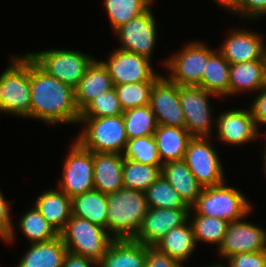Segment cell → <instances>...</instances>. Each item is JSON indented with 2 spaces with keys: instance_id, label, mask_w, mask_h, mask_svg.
Wrapping results in <instances>:
<instances>
[{
  "instance_id": "6da1fadb",
  "label": "cell",
  "mask_w": 266,
  "mask_h": 267,
  "mask_svg": "<svg viewBox=\"0 0 266 267\" xmlns=\"http://www.w3.org/2000/svg\"><path fill=\"white\" fill-rule=\"evenodd\" d=\"M30 89V118L49 125H77L80 111L75 103V90L47 74L31 58Z\"/></svg>"
},
{
  "instance_id": "7a4b0ae2",
  "label": "cell",
  "mask_w": 266,
  "mask_h": 267,
  "mask_svg": "<svg viewBox=\"0 0 266 267\" xmlns=\"http://www.w3.org/2000/svg\"><path fill=\"white\" fill-rule=\"evenodd\" d=\"M148 209L143 191L123 187L108 194L107 232L114 239H132Z\"/></svg>"
},
{
  "instance_id": "3957f363",
  "label": "cell",
  "mask_w": 266,
  "mask_h": 267,
  "mask_svg": "<svg viewBox=\"0 0 266 267\" xmlns=\"http://www.w3.org/2000/svg\"><path fill=\"white\" fill-rule=\"evenodd\" d=\"M30 57L16 55L0 74V112L30 118Z\"/></svg>"
},
{
  "instance_id": "277c9868",
  "label": "cell",
  "mask_w": 266,
  "mask_h": 267,
  "mask_svg": "<svg viewBox=\"0 0 266 267\" xmlns=\"http://www.w3.org/2000/svg\"><path fill=\"white\" fill-rule=\"evenodd\" d=\"M78 124L84 127L75 140L83 148L98 153H124L128 138L123 114L80 118Z\"/></svg>"
},
{
  "instance_id": "5b68a950",
  "label": "cell",
  "mask_w": 266,
  "mask_h": 267,
  "mask_svg": "<svg viewBox=\"0 0 266 267\" xmlns=\"http://www.w3.org/2000/svg\"><path fill=\"white\" fill-rule=\"evenodd\" d=\"M251 201L243 193L226 181L217 186L203 187L192 208L202 216L216 217L235 222L247 217L252 211Z\"/></svg>"
},
{
  "instance_id": "8992f818",
  "label": "cell",
  "mask_w": 266,
  "mask_h": 267,
  "mask_svg": "<svg viewBox=\"0 0 266 267\" xmlns=\"http://www.w3.org/2000/svg\"><path fill=\"white\" fill-rule=\"evenodd\" d=\"M59 235L68 252L97 263L105 256L110 244L115 240L104 227L73 215Z\"/></svg>"
},
{
  "instance_id": "52a82bcc",
  "label": "cell",
  "mask_w": 266,
  "mask_h": 267,
  "mask_svg": "<svg viewBox=\"0 0 266 267\" xmlns=\"http://www.w3.org/2000/svg\"><path fill=\"white\" fill-rule=\"evenodd\" d=\"M26 53L47 74L73 89L78 86L87 68L95 60L87 53L62 48Z\"/></svg>"
},
{
  "instance_id": "ba28073f",
  "label": "cell",
  "mask_w": 266,
  "mask_h": 267,
  "mask_svg": "<svg viewBox=\"0 0 266 267\" xmlns=\"http://www.w3.org/2000/svg\"><path fill=\"white\" fill-rule=\"evenodd\" d=\"M178 95L188 133L192 137L212 138V130L216 127V117L212 118L214 110L210 106L209 98L219 96L193 85H178Z\"/></svg>"
},
{
  "instance_id": "9c48e42d",
  "label": "cell",
  "mask_w": 266,
  "mask_h": 267,
  "mask_svg": "<svg viewBox=\"0 0 266 267\" xmlns=\"http://www.w3.org/2000/svg\"><path fill=\"white\" fill-rule=\"evenodd\" d=\"M215 51L205 42H188L179 52L173 54L174 56L163 61L165 68L170 70L166 78L178 85L197 86L202 80L209 57Z\"/></svg>"
},
{
  "instance_id": "30bf717a",
  "label": "cell",
  "mask_w": 266,
  "mask_h": 267,
  "mask_svg": "<svg viewBox=\"0 0 266 267\" xmlns=\"http://www.w3.org/2000/svg\"><path fill=\"white\" fill-rule=\"evenodd\" d=\"M209 137H193L187 146L184 161L196 180L203 186H217L224 183L225 172L218 150L209 143Z\"/></svg>"
},
{
  "instance_id": "8fae6325",
  "label": "cell",
  "mask_w": 266,
  "mask_h": 267,
  "mask_svg": "<svg viewBox=\"0 0 266 267\" xmlns=\"http://www.w3.org/2000/svg\"><path fill=\"white\" fill-rule=\"evenodd\" d=\"M93 176V152L73 141L63 162V174L57 188L73 197L94 189Z\"/></svg>"
},
{
  "instance_id": "7c38bea8",
  "label": "cell",
  "mask_w": 266,
  "mask_h": 267,
  "mask_svg": "<svg viewBox=\"0 0 266 267\" xmlns=\"http://www.w3.org/2000/svg\"><path fill=\"white\" fill-rule=\"evenodd\" d=\"M100 61L107 68L114 85L156 82L162 76L153 70L149 58L131 51L116 48L107 60Z\"/></svg>"
},
{
  "instance_id": "4fadbf2b",
  "label": "cell",
  "mask_w": 266,
  "mask_h": 267,
  "mask_svg": "<svg viewBox=\"0 0 266 267\" xmlns=\"http://www.w3.org/2000/svg\"><path fill=\"white\" fill-rule=\"evenodd\" d=\"M152 5L142 14L118 27L114 33L119 38L120 48L152 60L158 36Z\"/></svg>"
},
{
  "instance_id": "5bb4252c",
  "label": "cell",
  "mask_w": 266,
  "mask_h": 267,
  "mask_svg": "<svg viewBox=\"0 0 266 267\" xmlns=\"http://www.w3.org/2000/svg\"><path fill=\"white\" fill-rule=\"evenodd\" d=\"M244 219L245 217L228 224L222 244L217 249L222 259L237 253L266 250V230Z\"/></svg>"
},
{
  "instance_id": "9a60e30c",
  "label": "cell",
  "mask_w": 266,
  "mask_h": 267,
  "mask_svg": "<svg viewBox=\"0 0 266 267\" xmlns=\"http://www.w3.org/2000/svg\"><path fill=\"white\" fill-rule=\"evenodd\" d=\"M215 128L217 140L225 145L248 144L256 141L260 134L250 108L224 111L216 117Z\"/></svg>"
},
{
  "instance_id": "2e32d148",
  "label": "cell",
  "mask_w": 266,
  "mask_h": 267,
  "mask_svg": "<svg viewBox=\"0 0 266 267\" xmlns=\"http://www.w3.org/2000/svg\"><path fill=\"white\" fill-rule=\"evenodd\" d=\"M190 208H149L134 241L145 246H155L171 229L189 220Z\"/></svg>"
},
{
  "instance_id": "e0dca14e",
  "label": "cell",
  "mask_w": 266,
  "mask_h": 267,
  "mask_svg": "<svg viewBox=\"0 0 266 267\" xmlns=\"http://www.w3.org/2000/svg\"><path fill=\"white\" fill-rule=\"evenodd\" d=\"M149 106L158 125L185 128V117L180 105L178 84L162 75L154 84Z\"/></svg>"
},
{
  "instance_id": "ac0fdd59",
  "label": "cell",
  "mask_w": 266,
  "mask_h": 267,
  "mask_svg": "<svg viewBox=\"0 0 266 267\" xmlns=\"http://www.w3.org/2000/svg\"><path fill=\"white\" fill-rule=\"evenodd\" d=\"M217 50L231 64L265 60L266 45L261 34L249 29H233Z\"/></svg>"
},
{
  "instance_id": "d6986e66",
  "label": "cell",
  "mask_w": 266,
  "mask_h": 267,
  "mask_svg": "<svg viewBox=\"0 0 266 267\" xmlns=\"http://www.w3.org/2000/svg\"><path fill=\"white\" fill-rule=\"evenodd\" d=\"M123 164V154L93 152L94 189L111 194L123 188Z\"/></svg>"
},
{
  "instance_id": "ffe728a7",
  "label": "cell",
  "mask_w": 266,
  "mask_h": 267,
  "mask_svg": "<svg viewBox=\"0 0 266 267\" xmlns=\"http://www.w3.org/2000/svg\"><path fill=\"white\" fill-rule=\"evenodd\" d=\"M95 59L87 68L75 90V103L81 112L94 98L114 88L107 68Z\"/></svg>"
},
{
  "instance_id": "44dd1931",
  "label": "cell",
  "mask_w": 266,
  "mask_h": 267,
  "mask_svg": "<svg viewBox=\"0 0 266 267\" xmlns=\"http://www.w3.org/2000/svg\"><path fill=\"white\" fill-rule=\"evenodd\" d=\"M36 209L60 233L71 217V197L59 188L47 189L33 201Z\"/></svg>"
},
{
  "instance_id": "7402d4cb",
  "label": "cell",
  "mask_w": 266,
  "mask_h": 267,
  "mask_svg": "<svg viewBox=\"0 0 266 267\" xmlns=\"http://www.w3.org/2000/svg\"><path fill=\"white\" fill-rule=\"evenodd\" d=\"M161 175L190 208L196 203L203 186L196 180L184 160L162 164Z\"/></svg>"
},
{
  "instance_id": "603a6c76",
  "label": "cell",
  "mask_w": 266,
  "mask_h": 267,
  "mask_svg": "<svg viewBox=\"0 0 266 267\" xmlns=\"http://www.w3.org/2000/svg\"><path fill=\"white\" fill-rule=\"evenodd\" d=\"M67 253L59 235L46 242L30 243L16 267H63Z\"/></svg>"
},
{
  "instance_id": "cb8c5ba5",
  "label": "cell",
  "mask_w": 266,
  "mask_h": 267,
  "mask_svg": "<svg viewBox=\"0 0 266 267\" xmlns=\"http://www.w3.org/2000/svg\"><path fill=\"white\" fill-rule=\"evenodd\" d=\"M153 137L162 164L184 160L189 141L193 138L186 128L158 125Z\"/></svg>"
},
{
  "instance_id": "d4e9b609",
  "label": "cell",
  "mask_w": 266,
  "mask_h": 267,
  "mask_svg": "<svg viewBox=\"0 0 266 267\" xmlns=\"http://www.w3.org/2000/svg\"><path fill=\"white\" fill-rule=\"evenodd\" d=\"M146 246L133 239H115L98 267H145Z\"/></svg>"
},
{
  "instance_id": "484cf974",
  "label": "cell",
  "mask_w": 266,
  "mask_h": 267,
  "mask_svg": "<svg viewBox=\"0 0 266 267\" xmlns=\"http://www.w3.org/2000/svg\"><path fill=\"white\" fill-rule=\"evenodd\" d=\"M265 60L246 61L230 65L229 96L239 92H258L262 89Z\"/></svg>"
},
{
  "instance_id": "4316f807",
  "label": "cell",
  "mask_w": 266,
  "mask_h": 267,
  "mask_svg": "<svg viewBox=\"0 0 266 267\" xmlns=\"http://www.w3.org/2000/svg\"><path fill=\"white\" fill-rule=\"evenodd\" d=\"M108 194L93 189L71 197V214L107 230Z\"/></svg>"
},
{
  "instance_id": "83f0119b",
  "label": "cell",
  "mask_w": 266,
  "mask_h": 267,
  "mask_svg": "<svg viewBox=\"0 0 266 267\" xmlns=\"http://www.w3.org/2000/svg\"><path fill=\"white\" fill-rule=\"evenodd\" d=\"M155 247L169 257L185 264L197 248L190 221L188 220L182 226L171 229L157 242Z\"/></svg>"
},
{
  "instance_id": "f1b7e54d",
  "label": "cell",
  "mask_w": 266,
  "mask_h": 267,
  "mask_svg": "<svg viewBox=\"0 0 266 267\" xmlns=\"http://www.w3.org/2000/svg\"><path fill=\"white\" fill-rule=\"evenodd\" d=\"M230 63L216 50L208 59L201 82L197 85L219 98L229 96Z\"/></svg>"
},
{
  "instance_id": "f546056e",
  "label": "cell",
  "mask_w": 266,
  "mask_h": 267,
  "mask_svg": "<svg viewBox=\"0 0 266 267\" xmlns=\"http://www.w3.org/2000/svg\"><path fill=\"white\" fill-rule=\"evenodd\" d=\"M193 215L194 217L192 218L191 216ZM189 221L193 228L196 244L203 241L207 244H216L217 249L219 248L227 232L228 221L216 217L199 215L192 207L189 211Z\"/></svg>"
},
{
  "instance_id": "4dcf8cb0",
  "label": "cell",
  "mask_w": 266,
  "mask_h": 267,
  "mask_svg": "<svg viewBox=\"0 0 266 267\" xmlns=\"http://www.w3.org/2000/svg\"><path fill=\"white\" fill-rule=\"evenodd\" d=\"M17 225L21 234H24L30 243L46 242L59 236L35 206L20 217Z\"/></svg>"
},
{
  "instance_id": "1f68e13d",
  "label": "cell",
  "mask_w": 266,
  "mask_h": 267,
  "mask_svg": "<svg viewBox=\"0 0 266 267\" xmlns=\"http://www.w3.org/2000/svg\"><path fill=\"white\" fill-rule=\"evenodd\" d=\"M161 167L124 158L122 171L124 187L145 192L161 176Z\"/></svg>"
},
{
  "instance_id": "d6a6232c",
  "label": "cell",
  "mask_w": 266,
  "mask_h": 267,
  "mask_svg": "<svg viewBox=\"0 0 266 267\" xmlns=\"http://www.w3.org/2000/svg\"><path fill=\"white\" fill-rule=\"evenodd\" d=\"M154 0H104L112 31L144 13Z\"/></svg>"
},
{
  "instance_id": "836d02e7",
  "label": "cell",
  "mask_w": 266,
  "mask_h": 267,
  "mask_svg": "<svg viewBox=\"0 0 266 267\" xmlns=\"http://www.w3.org/2000/svg\"><path fill=\"white\" fill-rule=\"evenodd\" d=\"M123 118L128 139L153 135L158 126L149 104L124 111Z\"/></svg>"
},
{
  "instance_id": "e575fe53",
  "label": "cell",
  "mask_w": 266,
  "mask_h": 267,
  "mask_svg": "<svg viewBox=\"0 0 266 267\" xmlns=\"http://www.w3.org/2000/svg\"><path fill=\"white\" fill-rule=\"evenodd\" d=\"M145 194L149 208H190L162 175L147 188Z\"/></svg>"
},
{
  "instance_id": "d590c367",
  "label": "cell",
  "mask_w": 266,
  "mask_h": 267,
  "mask_svg": "<svg viewBox=\"0 0 266 267\" xmlns=\"http://www.w3.org/2000/svg\"><path fill=\"white\" fill-rule=\"evenodd\" d=\"M154 84L155 82H135L114 85L123 112L148 105Z\"/></svg>"
},
{
  "instance_id": "8d00e7d4",
  "label": "cell",
  "mask_w": 266,
  "mask_h": 267,
  "mask_svg": "<svg viewBox=\"0 0 266 267\" xmlns=\"http://www.w3.org/2000/svg\"><path fill=\"white\" fill-rule=\"evenodd\" d=\"M123 157L152 166H162L153 135L128 139Z\"/></svg>"
},
{
  "instance_id": "74e56055",
  "label": "cell",
  "mask_w": 266,
  "mask_h": 267,
  "mask_svg": "<svg viewBox=\"0 0 266 267\" xmlns=\"http://www.w3.org/2000/svg\"><path fill=\"white\" fill-rule=\"evenodd\" d=\"M115 88L103 92L93 99L81 112L80 118H97L122 115Z\"/></svg>"
},
{
  "instance_id": "f35d334b",
  "label": "cell",
  "mask_w": 266,
  "mask_h": 267,
  "mask_svg": "<svg viewBox=\"0 0 266 267\" xmlns=\"http://www.w3.org/2000/svg\"><path fill=\"white\" fill-rule=\"evenodd\" d=\"M225 267H266V250L251 253H237L226 260Z\"/></svg>"
},
{
  "instance_id": "ab89813d",
  "label": "cell",
  "mask_w": 266,
  "mask_h": 267,
  "mask_svg": "<svg viewBox=\"0 0 266 267\" xmlns=\"http://www.w3.org/2000/svg\"><path fill=\"white\" fill-rule=\"evenodd\" d=\"M232 13L243 19L256 20L266 14V0H238Z\"/></svg>"
},
{
  "instance_id": "60d3db41",
  "label": "cell",
  "mask_w": 266,
  "mask_h": 267,
  "mask_svg": "<svg viewBox=\"0 0 266 267\" xmlns=\"http://www.w3.org/2000/svg\"><path fill=\"white\" fill-rule=\"evenodd\" d=\"M11 203L5 199L2 191H0V232L5 237L6 243H11L16 240L15 228L10 214Z\"/></svg>"
},
{
  "instance_id": "b9f144b4",
  "label": "cell",
  "mask_w": 266,
  "mask_h": 267,
  "mask_svg": "<svg viewBox=\"0 0 266 267\" xmlns=\"http://www.w3.org/2000/svg\"><path fill=\"white\" fill-rule=\"evenodd\" d=\"M184 264L167 254L159 251L155 246H146L145 267H183Z\"/></svg>"
},
{
  "instance_id": "7bdbcfd3",
  "label": "cell",
  "mask_w": 266,
  "mask_h": 267,
  "mask_svg": "<svg viewBox=\"0 0 266 267\" xmlns=\"http://www.w3.org/2000/svg\"><path fill=\"white\" fill-rule=\"evenodd\" d=\"M250 110L254 118L255 124L259 130L260 125L266 124V90L260 89L255 96Z\"/></svg>"
},
{
  "instance_id": "ee69618b",
  "label": "cell",
  "mask_w": 266,
  "mask_h": 267,
  "mask_svg": "<svg viewBox=\"0 0 266 267\" xmlns=\"http://www.w3.org/2000/svg\"><path fill=\"white\" fill-rule=\"evenodd\" d=\"M98 267V263L84 256L68 252L64 259L63 267Z\"/></svg>"
},
{
  "instance_id": "f6af8a7d",
  "label": "cell",
  "mask_w": 266,
  "mask_h": 267,
  "mask_svg": "<svg viewBox=\"0 0 266 267\" xmlns=\"http://www.w3.org/2000/svg\"><path fill=\"white\" fill-rule=\"evenodd\" d=\"M214 1L217 2L225 10H228V12H232L238 0H214Z\"/></svg>"
},
{
  "instance_id": "bcb514c9",
  "label": "cell",
  "mask_w": 266,
  "mask_h": 267,
  "mask_svg": "<svg viewBox=\"0 0 266 267\" xmlns=\"http://www.w3.org/2000/svg\"><path fill=\"white\" fill-rule=\"evenodd\" d=\"M262 88L266 90V59H265V64H264V76H263Z\"/></svg>"
},
{
  "instance_id": "7dc6e473",
  "label": "cell",
  "mask_w": 266,
  "mask_h": 267,
  "mask_svg": "<svg viewBox=\"0 0 266 267\" xmlns=\"http://www.w3.org/2000/svg\"><path fill=\"white\" fill-rule=\"evenodd\" d=\"M263 170H264V175L266 176V151L264 150V152H263Z\"/></svg>"
},
{
  "instance_id": "c3c4849f",
  "label": "cell",
  "mask_w": 266,
  "mask_h": 267,
  "mask_svg": "<svg viewBox=\"0 0 266 267\" xmlns=\"http://www.w3.org/2000/svg\"><path fill=\"white\" fill-rule=\"evenodd\" d=\"M209 267H225L224 266V263L222 264L221 262H219V263H215V265L214 264H212L211 266H209Z\"/></svg>"
},
{
  "instance_id": "681fc988",
  "label": "cell",
  "mask_w": 266,
  "mask_h": 267,
  "mask_svg": "<svg viewBox=\"0 0 266 267\" xmlns=\"http://www.w3.org/2000/svg\"><path fill=\"white\" fill-rule=\"evenodd\" d=\"M0 239H2L5 242V237L3 236L1 232H0Z\"/></svg>"
},
{
  "instance_id": "f907efd6",
  "label": "cell",
  "mask_w": 266,
  "mask_h": 267,
  "mask_svg": "<svg viewBox=\"0 0 266 267\" xmlns=\"http://www.w3.org/2000/svg\"><path fill=\"white\" fill-rule=\"evenodd\" d=\"M266 132H264V136H265V138H266ZM265 144H266V142H264ZM265 148H264V150L266 151V146H264Z\"/></svg>"
}]
</instances>
